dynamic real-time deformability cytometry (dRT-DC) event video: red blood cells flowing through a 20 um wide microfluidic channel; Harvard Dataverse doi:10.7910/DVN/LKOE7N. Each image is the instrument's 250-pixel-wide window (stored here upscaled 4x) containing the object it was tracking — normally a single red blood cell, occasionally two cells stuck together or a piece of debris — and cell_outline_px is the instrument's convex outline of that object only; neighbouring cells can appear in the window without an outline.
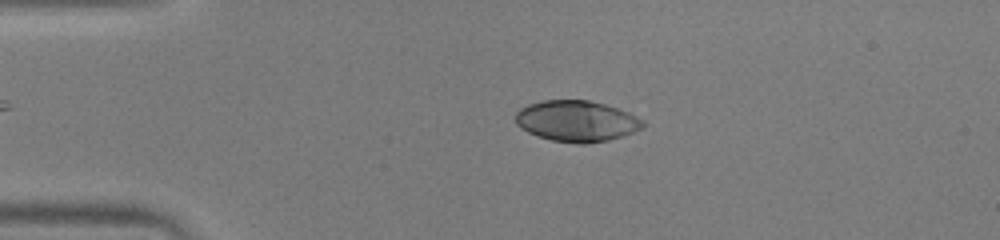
{"species": "human", "species_latin": "Homo sapiens", "temperature_condition": "warm", "stored_images_in_passage": 51, "camera_frame_rate_fps": 3000, "um_per_image_px": 0.085, "donor": {"sex": "male"}, "frame": {"image": 1, "passage_image": 11, "time_ms": 3.333, "image_size_px": [1000, 240], "cell_outline_px": [[648, 124], [644, 128], [608, 140], [584, 144], [580, 144], [552, 140], [536, 136], [520, 128], [516, 124], [516, 112], [520, 108], [528, 104], [544, 100], [588, 100], [604, 104], [628, 112], [644, 120]], "centroid_in_image_um": [49.01, 10.29], "position_along_channel_um": 36.0, "area_um2": 30.52}}
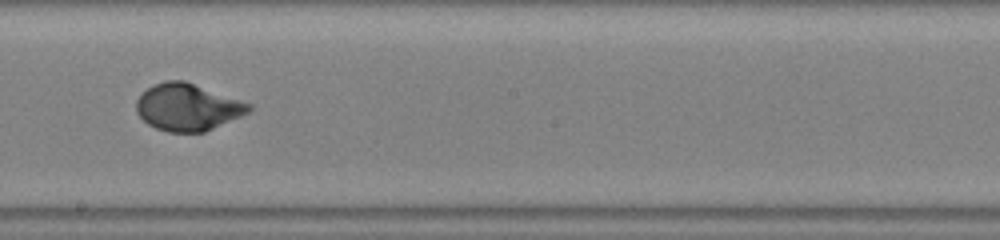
{"frame": {"image": 2, "passage_image": 29, "time_ms": 9.333, "image_size_px": [1000, 240], "cell_outline_px": [[252, 108], [248, 112], [240, 116], [204, 132], [168, 132], [156, 128], [148, 124], [136, 112], [136, 100], [148, 88], [164, 80], [184, 80], [252, 104]], "centroid_in_image_um": [15.94, 9.11], "position_along_channel_um": 232.3, "area_um2": 30.52}}
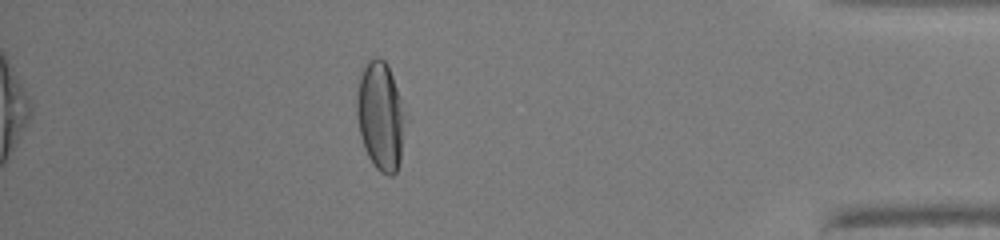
{"frame": {"image": 3, "passage_image": 45, "time_ms": 14.667, "image_size_px": [1000, 240], "cell_outline_px": [[400, 160], [396, 172], [392, 176], [388, 176], [380, 172], [372, 164], [364, 148], [360, 136], [356, 112], [356, 96], [360, 72], [368, 60], [372, 56], [380, 56], [388, 64], [400, 96]], "centroid_in_image_um": [32.24, 9.8], "position_along_channel_um": 403.0, "area_um2": 29.82}, "authors_computed_cell_mechanics": {"area_um2": 30.923, "velocity_mm_per_s": 3.9792, "shape_relaxation_time_tau1_ms": 3.2311, "shape_relaxation_time_tau2_ms": null, "deformation_change_tau1": 0.1987, "deformation_change_tau2": null}}